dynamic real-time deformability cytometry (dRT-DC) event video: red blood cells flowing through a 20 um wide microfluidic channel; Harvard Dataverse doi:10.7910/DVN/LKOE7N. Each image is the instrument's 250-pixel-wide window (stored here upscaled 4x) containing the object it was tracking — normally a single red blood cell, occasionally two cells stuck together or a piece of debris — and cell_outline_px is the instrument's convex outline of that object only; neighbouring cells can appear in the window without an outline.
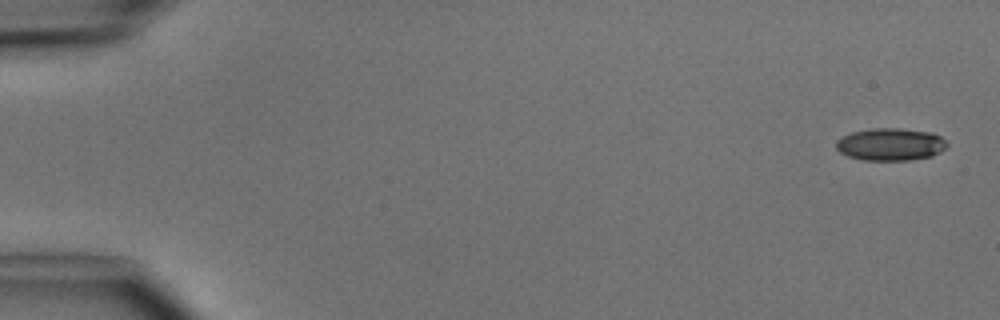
{"species": "common noctule bat (a hibernating species)", "species_latin": "Nyctalus noctula", "temperature_condition": "cold", "stored_images_in_passage": 5, "camera_frame_rate_fps": 3000, "um_per_image_px": 0.085, "animal": {"sex": "male", "body_mass_g": 15.6}, "frame": {"image": 1, "passage_image": 1, "time_ms": 0.0, "image_size_px": [1000, 320], "cell_outline_px": [[948, 144], [940, 152], [932, 156], [908, 160], [864, 160], [848, 156], [840, 152], [836, 148], [836, 140], [852, 132], [872, 128], [900, 128], [932, 132], [940, 136]], "centroid_in_image_um": [75.69, 12.26], "position_along_channel_um": 9.3, "area_um2": 20.92}}
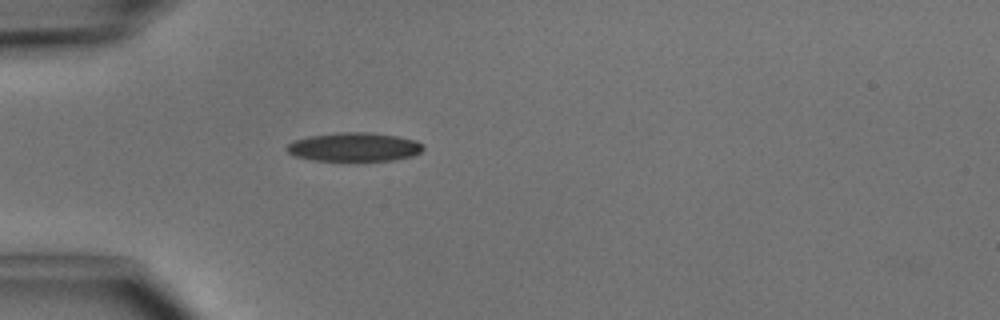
{"frame": {"image": 2, "passage_image": 5, "time_ms": 4.333, "image_size_px": [1000, 320], "cell_outline_px": [[424, 148], [420, 152], [412, 156], [392, 160], [312, 160], [292, 156], [284, 148], [292, 140], [308, 136], [336, 132], [372, 132], [396, 136], [416, 140], [424, 144]], "centroid_in_image_um": [30.07, 12.48], "position_along_channel_um": 54.9, "area_um2": 23.06}}